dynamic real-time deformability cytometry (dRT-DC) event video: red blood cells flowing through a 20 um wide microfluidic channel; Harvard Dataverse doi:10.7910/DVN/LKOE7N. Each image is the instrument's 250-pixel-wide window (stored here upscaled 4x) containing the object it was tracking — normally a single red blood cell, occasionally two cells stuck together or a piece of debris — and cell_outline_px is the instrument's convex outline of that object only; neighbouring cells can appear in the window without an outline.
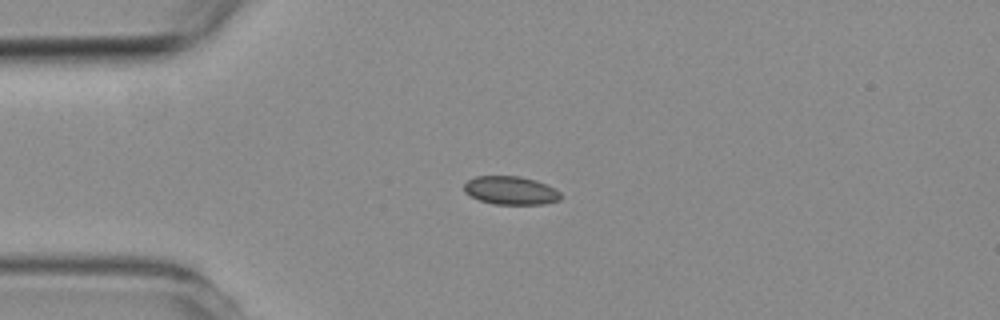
{"species": "common noctule bat (a hibernating species)", "species_latin": "Nyctalus noctula", "temperature_condition": "room temperature", "stored_images_in_passage": 3, "camera_frame_rate_fps": 3000, "um_per_image_px": 0.085, "animal": {"sex": "female", "body_mass_g": 19.3, "forearm_length_mm": 54.1}, "frame": {"image": 1, "passage_image": 1, "time_ms": 0.0, "image_size_px": [1000, 320], "cell_outline_px": [[560, 200], [544, 204], [492, 204], [480, 200], [464, 192], [464, 184], [468, 180], [476, 176], [520, 176], [536, 180], [548, 184], [556, 188], [560, 192]], "centroid_in_image_um": [43.43, 16.18], "position_along_channel_um": 41.6, "area_um2": 16.07}}
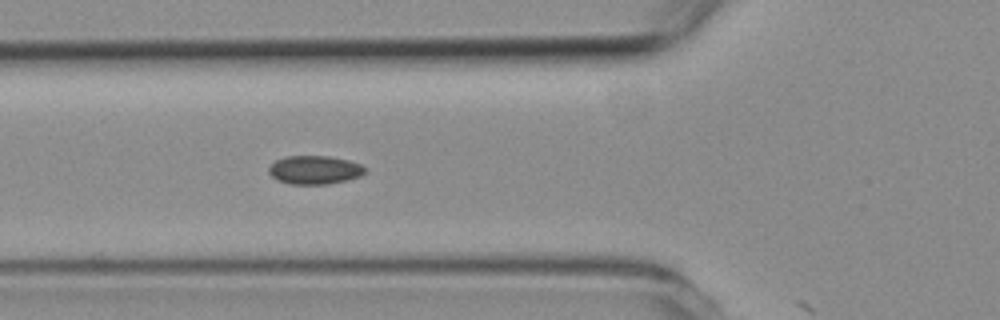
{"frame": {"image": 2, "passage_image": 3, "time_ms": 2.0, "image_size_px": [1000, 320], "cell_outline_px": [[368, 168], [360, 176], [348, 180], [328, 184], [292, 184], [276, 180], [268, 172], [268, 168], [276, 160], [284, 156], [328, 156], [348, 160], [360, 164]], "centroid_in_image_um": [26.74, 14.44], "position_along_channel_um": 99.1, "area_um2": 16.07}}